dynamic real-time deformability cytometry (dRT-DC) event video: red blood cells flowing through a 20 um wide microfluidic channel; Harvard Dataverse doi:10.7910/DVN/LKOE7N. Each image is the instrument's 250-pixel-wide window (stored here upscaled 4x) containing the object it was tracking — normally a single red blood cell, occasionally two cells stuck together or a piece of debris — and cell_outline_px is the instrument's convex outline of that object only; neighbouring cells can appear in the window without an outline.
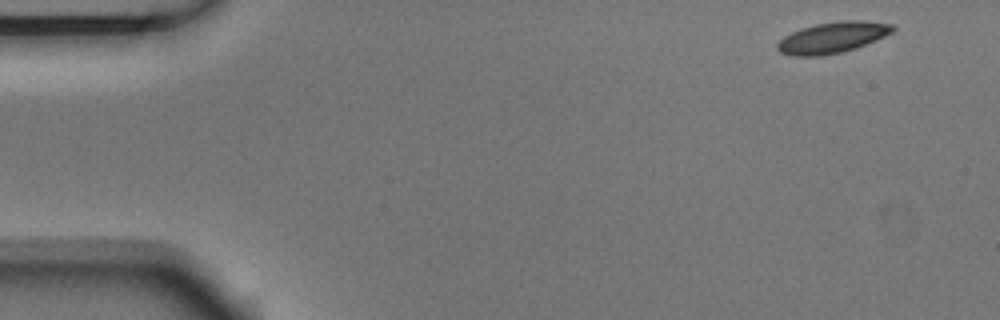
{"species": "Egyptian fruit bat (a non-hibernating species)", "species_latin": "Rousettus aegyptiacus", "temperature_condition": "room temperature", "stored_images_in_passage": 9, "camera_frame_rate_fps": 3000, "um_per_image_px": 0.085, "animal": {"sex": "male"}, "frame": {"image": 1, "passage_image": 1, "time_ms": 0.0, "image_size_px": [1000, 320], "cell_outline_px": [[896, 28], [892, 32], [876, 40], [856, 48], [840, 52], [820, 56], [792, 56], [780, 52], [776, 48], [776, 44], [784, 36], [800, 28], [816, 24], [840, 20], [864, 20], [892, 24]], "centroid_in_image_um": [70.75, 3.18], "position_along_channel_um": 14.2, "area_um2": 20.92}}
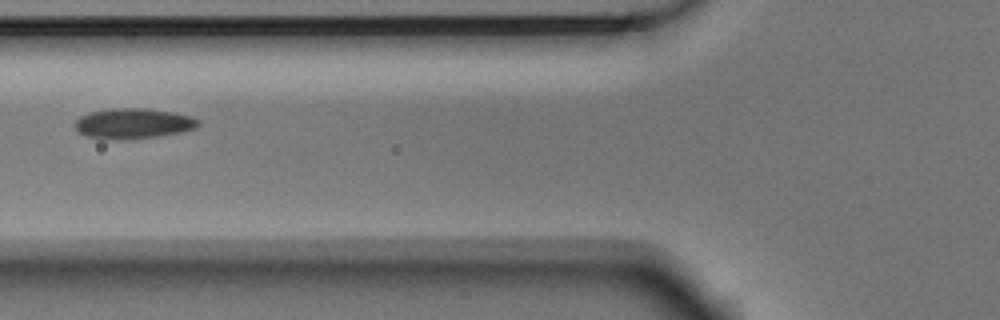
{"frame": {"image": 2, "passage_image": 6, "time_ms": 1.667, "image_size_px": [1000, 320], "cell_outline_px": [[200, 124], [196, 128], [180, 132], [156, 136], [128, 140], [104, 140], [84, 136], [72, 124], [80, 116], [88, 112], [112, 108], [144, 108], [172, 112], [188, 116], [200, 120]], "centroid_in_image_um": [11.26, 10.51], "position_along_channel_um": 114.5, "area_um2": 22.08}}
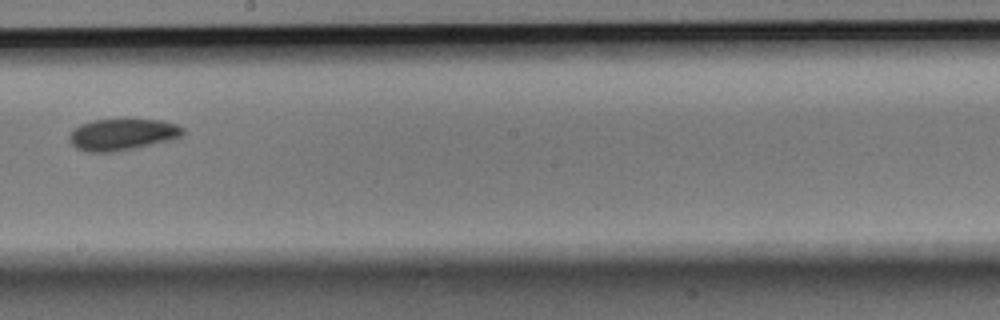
{"frame": {"image": 3, "passage_image": 9, "time_ms": 2.667, "image_size_px": [1000, 320], "cell_outline_px": [[184, 136], [172, 140], [112, 152], [88, 152], [76, 148], [68, 140], [68, 136], [80, 124], [92, 120], [160, 120], [176, 124], [184, 128]], "centroid_in_image_um": [10.41, 11.43], "position_along_channel_um": 237.8, "area_um2": 20.75}}